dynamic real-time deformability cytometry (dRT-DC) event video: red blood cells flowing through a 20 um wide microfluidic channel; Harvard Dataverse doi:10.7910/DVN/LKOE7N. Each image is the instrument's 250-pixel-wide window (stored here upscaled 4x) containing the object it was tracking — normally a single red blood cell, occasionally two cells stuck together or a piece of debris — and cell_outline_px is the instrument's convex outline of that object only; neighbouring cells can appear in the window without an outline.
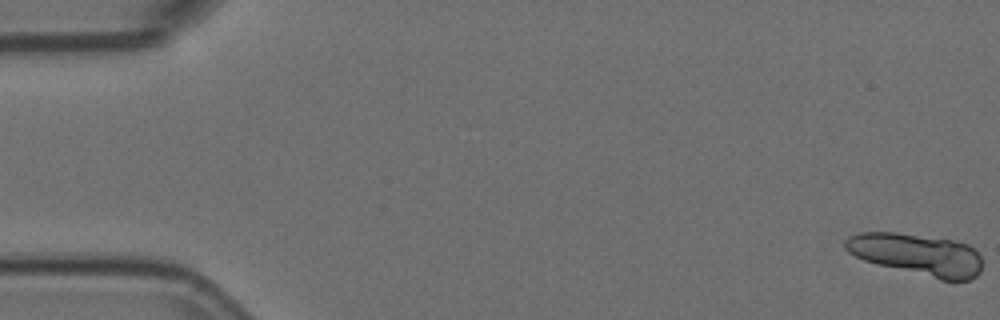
{"species": "Egyptian fruit bat (a non-hibernating species)", "species_latin": "Rousettus aegyptiacus", "temperature_condition": "room temperature", "stored_images_in_passage": 16, "camera_frame_rate_fps": 3000, "um_per_image_px": 0.085, "animal": {"sex": "female"}, "frame": {"image": 1, "passage_image": 1, "time_ms": 0.0, "image_size_px": [1000, 320], "cell_outline_px": [[980, 272], [976, 276], [968, 280], [940, 280], [864, 260], [848, 252], [844, 248], [844, 240], [848, 236], [860, 232], [896, 232], [952, 240], [968, 244], [980, 256]], "centroid_in_image_um": [77.91, 21.62], "position_along_channel_um": 7.1, "area_um2": 33.06}}